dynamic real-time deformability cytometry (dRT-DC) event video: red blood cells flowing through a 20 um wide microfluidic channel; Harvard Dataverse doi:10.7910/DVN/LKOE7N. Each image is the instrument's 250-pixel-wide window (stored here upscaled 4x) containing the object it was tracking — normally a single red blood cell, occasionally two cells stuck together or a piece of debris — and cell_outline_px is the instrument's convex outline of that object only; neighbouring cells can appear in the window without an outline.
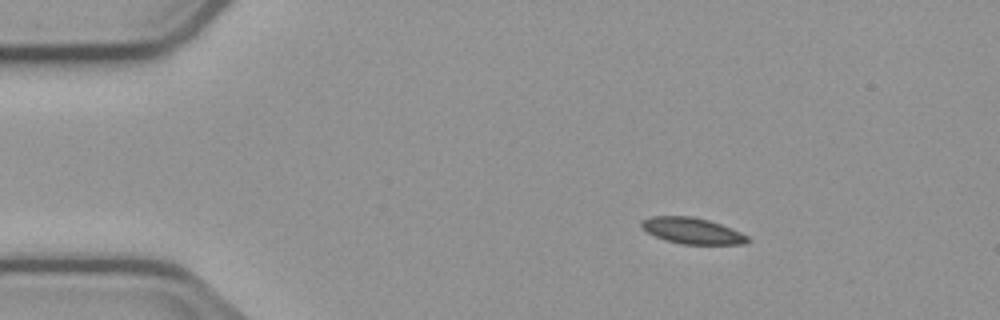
{"species": "common noctule bat (a hibernating species)", "species_latin": "Nyctalus noctula", "temperature_condition": "cold", "stored_images_in_passage": 3, "camera_frame_rate_fps": 3000, "um_per_image_px": 0.085, "animal": {"sex": "male", "body_mass_g": 23.1, "forearm_length_mm": 52.7}, "frame": {"image": 1, "passage_image": 2, "time_ms": 1.333, "image_size_px": [1000, 320], "cell_outline_px": [[752, 240], [744, 244], [680, 244], [656, 236], [648, 232], [640, 224], [640, 220], [652, 216], [692, 216], [708, 220], [720, 224], [740, 232], [748, 236]], "centroid_in_image_um": [58.85, 19.61], "position_along_channel_um": 26.1, "area_um2": 16.01}}